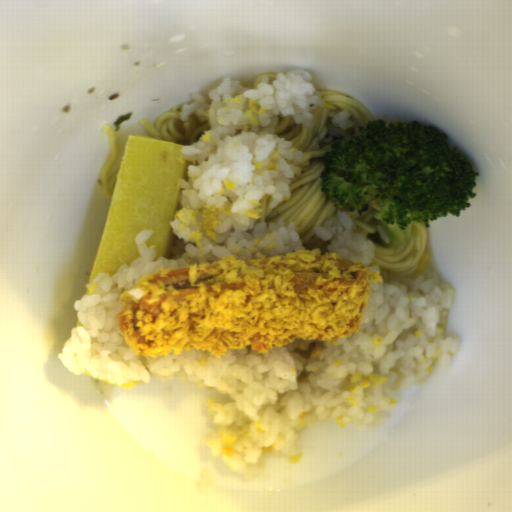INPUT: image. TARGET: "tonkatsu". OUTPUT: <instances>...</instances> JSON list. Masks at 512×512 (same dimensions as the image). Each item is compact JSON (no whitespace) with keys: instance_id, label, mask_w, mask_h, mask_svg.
<instances>
[{"instance_id":"1","label":"tonkatsu","mask_w":512,"mask_h":512,"mask_svg":"<svg viewBox=\"0 0 512 512\" xmlns=\"http://www.w3.org/2000/svg\"><path fill=\"white\" fill-rule=\"evenodd\" d=\"M380 272L335 252L304 249L278 256L226 255L178 269L158 268L118 297L124 342L137 355L185 351L222 357L258 353L294 340L343 341L361 331Z\"/></svg>"}]
</instances>
